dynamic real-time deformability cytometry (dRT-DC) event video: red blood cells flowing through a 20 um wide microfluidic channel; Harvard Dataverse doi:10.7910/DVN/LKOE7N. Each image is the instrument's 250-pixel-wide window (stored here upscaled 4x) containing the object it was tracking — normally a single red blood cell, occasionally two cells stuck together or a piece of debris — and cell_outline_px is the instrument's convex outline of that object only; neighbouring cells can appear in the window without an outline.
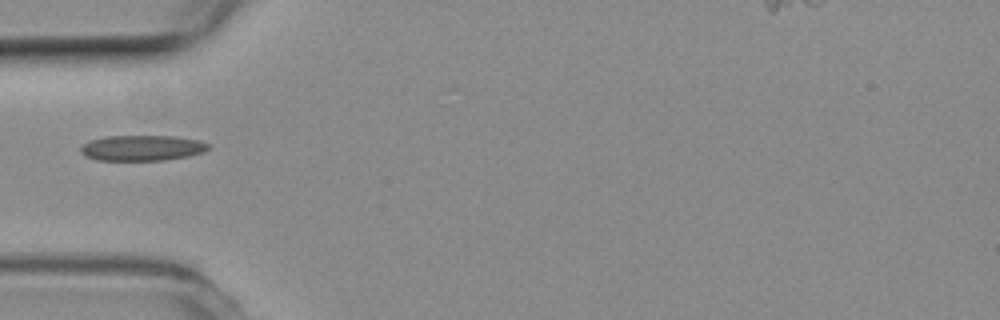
{"species": "common noctule bat (a hibernating species)", "species_latin": "Nyctalus noctula", "temperature_condition": "room temperature", "stored_images_in_passage": 39, "segment_of_instrument_passage": [1, 2], "camera_frame_rate_fps": 3000, "um_per_image_px": 0.085, "animal": {"sex": "female", "body_mass_g": 19.3, "forearm_length_mm": 54.1}, "frame": {"image": 1, "passage_image": 1, "time_ms": 0.0, "image_size_px": [1000, 320], "cell_outline_px": [[212, 148], [204, 152], [188, 156], [164, 160], [96, 160], [84, 156], [80, 152], [80, 148], [84, 144], [92, 140], [104, 136], [176, 136], [200, 140], [212, 144]], "centroid_in_image_um": [12.14, 12.57], "position_along_channel_um": 72.9, "area_um2": 19.25}}
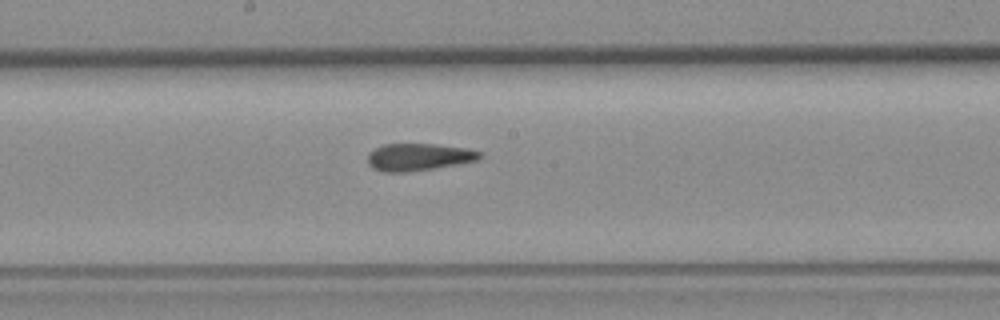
{"frame": {"image": 2, "passage_image": 12, "time_ms": 3.667, "image_size_px": [1000, 320], "cell_outline_px": [[484, 156], [476, 160], [456, 164], [408, 172], [384, 172], [372, 168], [368, 164], [368, 152], [384, 144], [436, 144], [468, 148], [484, 152]], "centroid_in_image_um": [35.6, 13.34], "position_along_channel_um": 212.6, "area_um2": 17.86}}
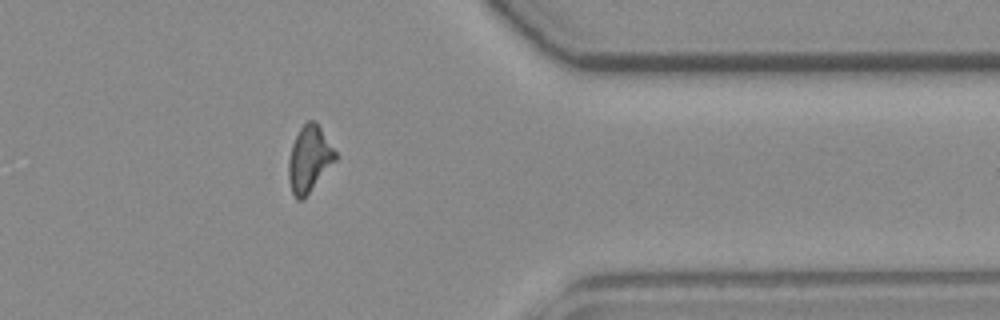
{"frame": {"image": 3, "passage_image": 27, "time_ms": 8.667, "image_size_px": [1000, 320], "cell_outline_px": [[336, 160], [304, 200], [296, 200], [292, 192], [288, 180], [288, 160], [292, 144], [300, 128], [308, 120], [312, 120], [320, 128], [336, 152]], "centroid_in_image_um": [26.26, 13.57], "position_along_channel_um": 385.1, "area_um2": 17.98}}